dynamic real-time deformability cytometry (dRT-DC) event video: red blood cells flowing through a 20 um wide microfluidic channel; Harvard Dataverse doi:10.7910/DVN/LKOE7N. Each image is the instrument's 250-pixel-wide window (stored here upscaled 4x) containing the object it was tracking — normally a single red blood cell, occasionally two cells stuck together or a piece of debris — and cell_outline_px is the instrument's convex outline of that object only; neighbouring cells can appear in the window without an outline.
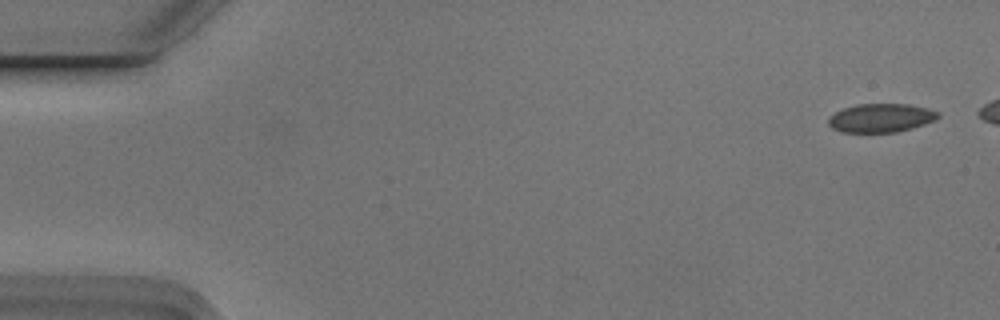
{"species": "Egyptian fruit bat (a non-hibernating species)", "species_latin": "Rousettus aegyptiacus", "temperature_condition": "cold", "stored_images_in_passage": 5, "camera_frame_rate_fps": 3000, "um_per_image_px": 0.085, "animal": {"sex": "male"}, "frame": {"image": 1, "passage_image": 1, "time_ms": 0.0, "image_size_px": [1000, 320], "cell_outline_px": [[940, 116], [936, 120], [912, 128], [896, 132], [840, 132], [832, 128], [828, 124], [828, 116], [844, 108], [860, 104], [908, 104], [940, 112]], "centroid_in_image_um": [74.87, 10.03], "position_along_channel_um": 10.1, "area_um2": 18.26}}
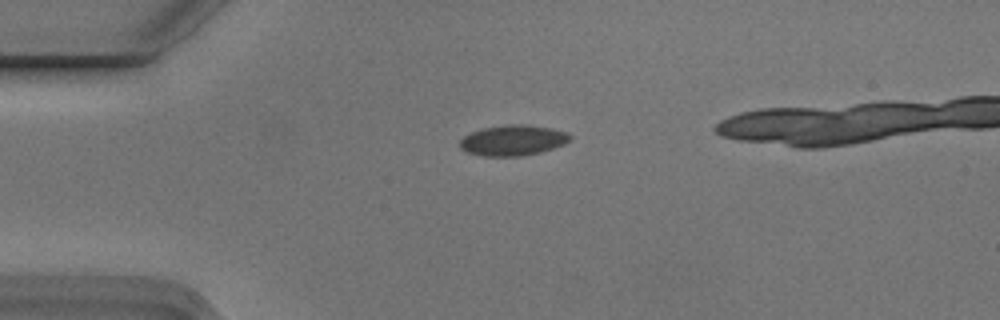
{"frame": {"image": 2, "passage_image": 4, "time_ms": 1.0, "image_size_px": [1000, 320], "cell_outline_px": [[572, 136], [564, 144], [540, 152], [520, 156], [484, 156], [468, 152], [460, 148], [460, 140], [464, 136], [472, 132], [484, 128], [508, 124], [528, 124], [552, 128], [568, 132]], "centroid_in_image_um": [43.61, 11.91], "position_along_channel_um": 41.4, "area_um2": 19.54}}